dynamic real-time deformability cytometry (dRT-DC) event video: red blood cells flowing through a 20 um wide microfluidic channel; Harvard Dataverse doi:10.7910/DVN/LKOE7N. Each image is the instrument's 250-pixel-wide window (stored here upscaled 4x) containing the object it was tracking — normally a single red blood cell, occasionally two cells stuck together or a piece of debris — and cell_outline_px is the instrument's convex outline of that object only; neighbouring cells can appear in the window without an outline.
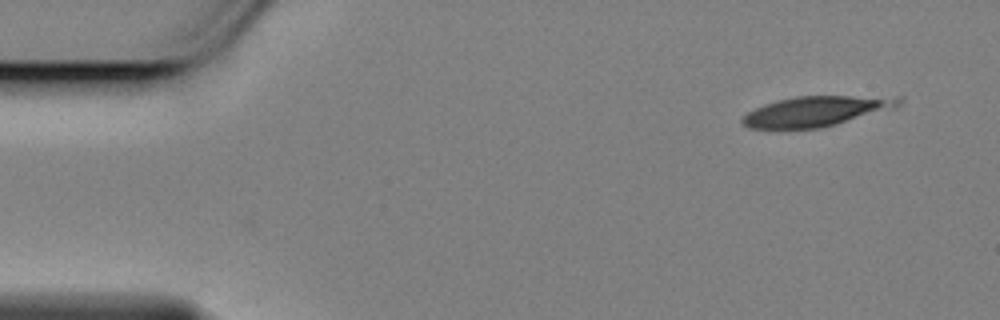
{"species": "Egyptian fruit bat (a non-hibernating species)", "species_latin": "Rousettus aegyptiacus", "temperature_condition": "cold", "stored_images_in_passage": 9, "camera_frame_rate_fps": 3000, "um_per_image_px": 0.085, "animal": {"sex": "female"}, "frame": {"image": 1, "passage_image": 9, "time_ms": 2.667, "image_size_px": [1000, 320], "cell_outline_px": [[904, 100], [896, 108], [836, 124], [820, 128], [748, 128], [740, 124], [740, 120], [748, 112], [764, 104], [776, 100], [796, 96], [904, 96]], "centroid_in_image_um": [69.43, 9.44], "position_along_channel_um": 15.6, "area_um2": 27.63}}